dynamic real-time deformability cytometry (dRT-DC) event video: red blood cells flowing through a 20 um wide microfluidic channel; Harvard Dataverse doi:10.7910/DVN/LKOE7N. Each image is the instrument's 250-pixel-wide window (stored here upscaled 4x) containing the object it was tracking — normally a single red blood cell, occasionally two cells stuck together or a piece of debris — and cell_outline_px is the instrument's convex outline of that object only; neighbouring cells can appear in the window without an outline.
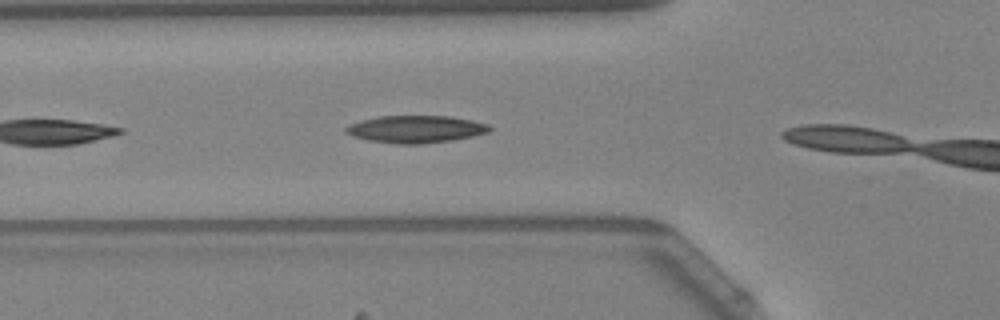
{"species": "Egyptian fruit bat (a non-hibernating species)", "species_latin": "Rousettus aegyptiacus", "temperature_condition": "warm", "stored_images_in_passage": 4, "camera_frame_rate_fps": 3000, "um_per_image_px": 0.085, "animal": {"sex": "female"}, "frame": {"image": 1, "passage_image": 3, "time_ms": 0.667, "image_size_px": [1000, 320], "cell_outline_px": [[492, 128], [488, 132], [472, 136], [452, 140], [424, 144], [396, 144], [368, 140], [352, 136], [344, 132], [344, 128], [360, 120], [380, 116], [448, 116], [472, 120], [488, 124]], "centroid_in_image_um": [35.32, 10.98], "position_along_channel_um": 90.5, "area_um2": 22.89}}